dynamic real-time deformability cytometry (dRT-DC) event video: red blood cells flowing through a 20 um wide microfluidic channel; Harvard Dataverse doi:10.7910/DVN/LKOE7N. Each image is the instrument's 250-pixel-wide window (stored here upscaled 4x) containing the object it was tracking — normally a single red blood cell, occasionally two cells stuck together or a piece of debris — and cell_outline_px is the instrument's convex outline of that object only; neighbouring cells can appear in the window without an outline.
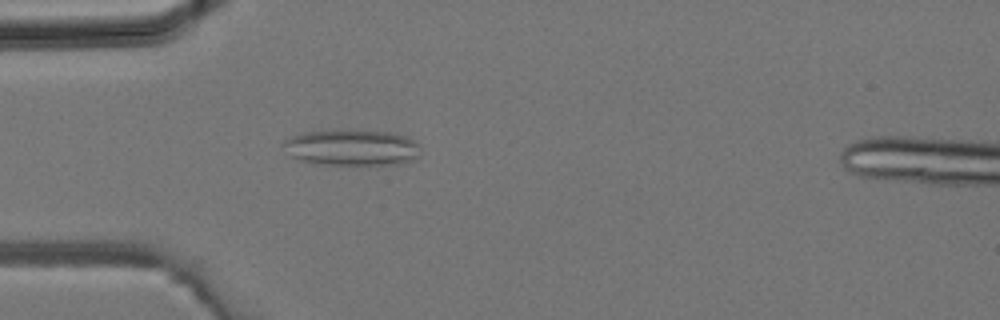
{"species": "common noctule bat (a hibernating species)", "species_latin": "Nyctalus noctula", "temperature_condition": "room temperature", "stored_images_in_passage": 30, "camera_frame_rate_fps": 3000, "um_per_image_px": 0.085, "animal": {"sex": "male", "body_mass_g": 19.2, "forearm_length_mm": 51.8}, "frame": {"image": 1, "passage_image": 5, "time_ms": 1.333, "image_size_px": [1000, 320], "cell_outline_px": [[420, 156], [416, 160], [384, 164], [328, 164], [300, 160], [292, 156], [280, 144], [284, 140], [292, 136], [308, 132], [388, 132], [404, 136], [420, 144]], "centroid_in_image_um": [29.93, 12.57], "position_along_channel_um": 55.1, "area_um2": 27.74}}
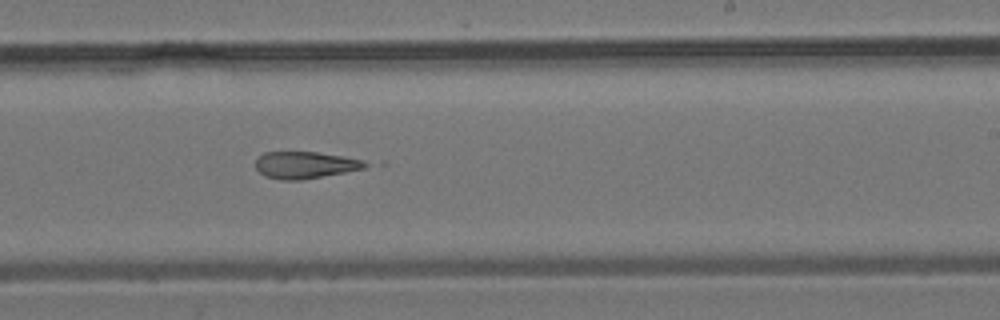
{"frame": {"image": 2, "passage_image": 17, "time_ms": 5.333, "image_size_px": [1000, 320], "cell_outline_px": [[372, 164], [364, 168], [344, 172], [300, 180], [280, 180], [264, 176], [256, 168], [256, 160], [264, 152], [316, 152], [364, 160]], "centroid_in_image_um": [25.93, 14.03], "position_along_channel_um": 263.1, "area_um2": 17.05}}
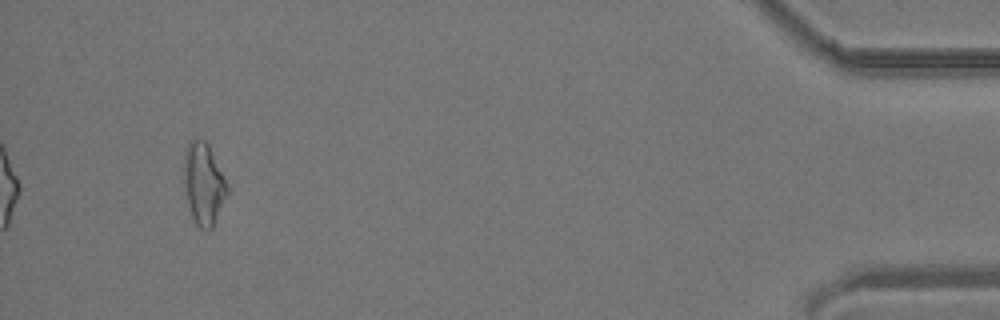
{"frame": {"image": 3, "passage_image": 30, "time_ms": 9.667, "image_size_px": [1000, 320], "cell_outline_px": [[228, 192], [212, 228], [200, 228], [196, 224], [192, 216], [188, 204], [184, 184], [184, 148], [188, 140], [196, 136], [204, 140], [208, 144], [228, 188]], "centroid_in_image_um": [17.27, 15.55], "position_along_channel_um": 417.9, "area_um2": 20.4}}